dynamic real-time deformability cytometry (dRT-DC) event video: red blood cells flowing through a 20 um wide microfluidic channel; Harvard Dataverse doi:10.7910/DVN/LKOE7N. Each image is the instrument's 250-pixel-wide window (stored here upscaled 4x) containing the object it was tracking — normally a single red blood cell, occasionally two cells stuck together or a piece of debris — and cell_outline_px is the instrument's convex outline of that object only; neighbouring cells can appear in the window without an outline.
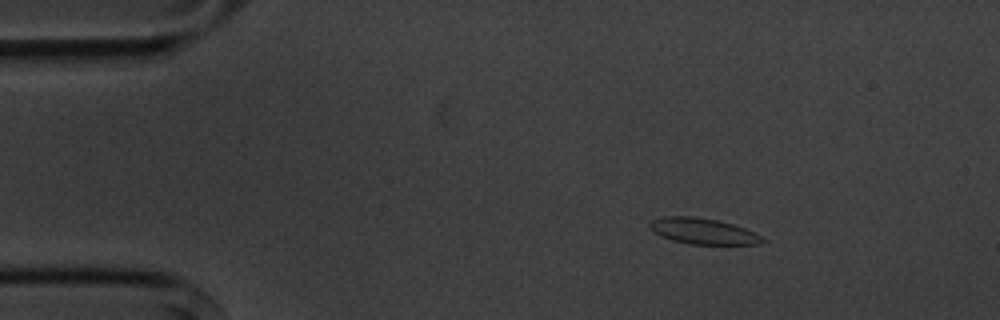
{"species": "common noctule bat (a hibernating species)", "species_latin": "Nyctalus noctula", "temperature_condition": "cold", "stored_images_in_passage": 3, "camera_frame_rate_fps": 3000, "um_per_image_px": 0.085, "animal": {"sex": "male", "body_mass_g": 20.1, "forearm_length_mm": 53.5}, "frame": {"image": 1, "passage_image": 1, "time_ms": 0.0, "image_size_px": [1000, 320], "cell_outline_px": [[768, 240], [756, 244], [692, 244], [672, 240], [660, 236], [652, 232], [648, 224], [652, 220], [664, 216], [692, 216], [716, 220], [732, 224], [744, 228]], "centroid_in_image_um": [59.7, 19.65], "position_along_channel_um": 25.3, "area_um2": 16.88}}